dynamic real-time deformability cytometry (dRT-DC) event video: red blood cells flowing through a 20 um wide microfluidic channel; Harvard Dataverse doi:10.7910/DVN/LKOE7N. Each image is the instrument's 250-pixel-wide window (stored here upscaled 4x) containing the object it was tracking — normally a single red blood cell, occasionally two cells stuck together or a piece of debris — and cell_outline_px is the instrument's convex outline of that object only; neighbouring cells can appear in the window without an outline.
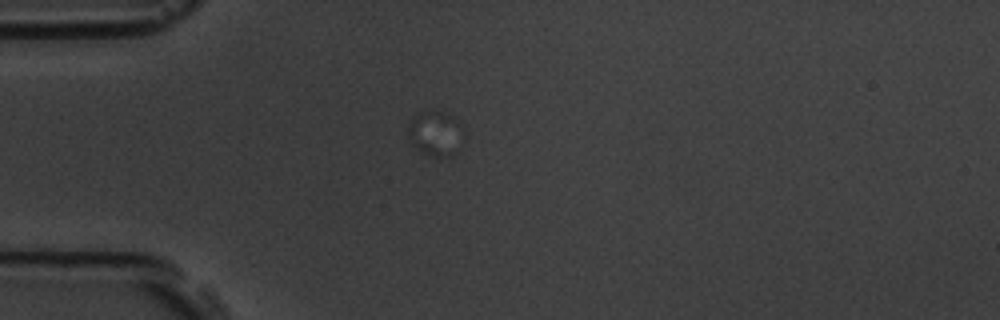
{"species": "common noctule bat (a hibernating species)", "species_latin": "Nyctalus noctula", "temperature_condition": "room temperature", "stored_images_in_passage": 2, "camera_frame_rate_fps": 3000, "um_per_image_px": 0.085, "animal": {"sex": "male", "body_mass_g": 19.5, "forearm_length_mm": 54.6}, "frame": {"image": 1, "passage_image": 1, "time_ms": 0.0, "image_size_px": [1000, 320], "cell_outline_px": [[460, 124], [456, 152], [452, 156], [432, 156], [416, 148], [408, 136], [408, 124], [412, 116], [416, 112], [440, 112], [460, 120]], "centroid_in_image_um": [36.93, 11.32], "position_along_channel_um": 48.1, "area_um2": 13.81}}